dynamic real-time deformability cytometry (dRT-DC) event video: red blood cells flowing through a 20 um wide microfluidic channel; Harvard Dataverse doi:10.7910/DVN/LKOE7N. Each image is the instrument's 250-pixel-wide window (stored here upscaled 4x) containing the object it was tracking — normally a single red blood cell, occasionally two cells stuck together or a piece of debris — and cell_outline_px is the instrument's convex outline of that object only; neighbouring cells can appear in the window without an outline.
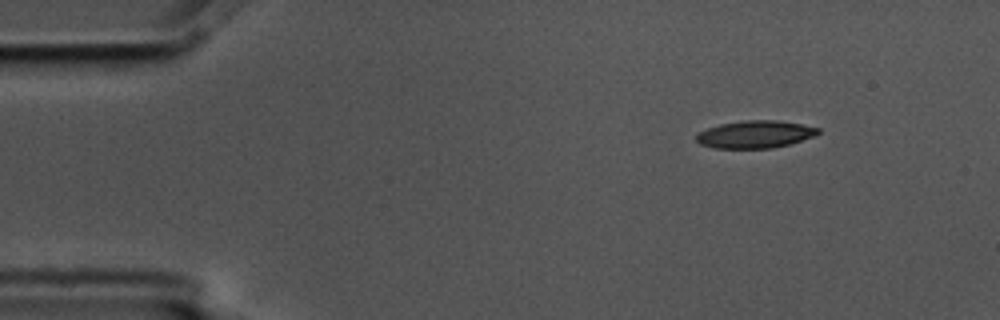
{"species": "common noctule bat (a hibernating species)", "species_latin": "Nyctalus noctula", "temperature_condition": "cold", "stored_images_in_passage": 3, "camera_frame_rate_fps": 3000, "um_per_image_px": 0.085, "animal": {"sex": "male", "body_mass_g": 17.5, "forearm_length_mm": 52.3}, "frame": {"image": 1, "passage_image": 1, "time_ms": 0.0, "image_size_px": [1000, 320], "cell_outline_px": [[820, 132], [816, 136], [788, 144], [772, 148], [712, 148], [700, 144], [696, 140], [696, 132], [720, 124], [744, 120], [776, 120], [800, 124], [820, 128]], "centroid_in_image_um": [64.17, 11.42], "position_along_channel_um": 20.8, "area_um2": 19.54}}